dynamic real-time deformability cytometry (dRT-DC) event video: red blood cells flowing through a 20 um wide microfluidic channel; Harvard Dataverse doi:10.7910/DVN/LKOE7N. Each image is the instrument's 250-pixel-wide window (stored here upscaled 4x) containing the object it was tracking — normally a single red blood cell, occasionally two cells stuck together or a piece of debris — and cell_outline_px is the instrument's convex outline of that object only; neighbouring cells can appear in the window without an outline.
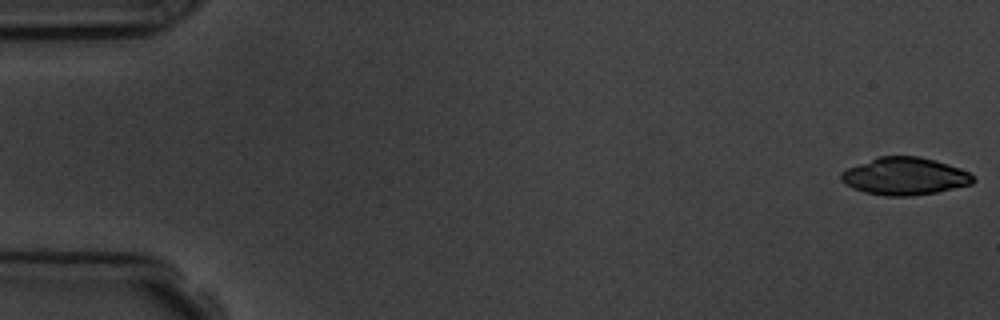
{"species": "common noctule bat (a hibernating species)", "species_latin": "Nyctalus noctula", "temperature_condition": "room temperature", "stored_images_in_passage": 4, "camera_frame_rate_fps": 3000, "um_per_image_px": 0.085, "animal": {"sex": "male", "body_mass_g": 19.5, "forearm_length_mm": 54.6}, "frame": {"image": 1, "passage_image": 1, "time_ms": 0.0, "image_size_px": [1000, 320], "cell_outline_px": [[976, 180], [972, 184], [936, 192], [912, 196], [884, 196], [864, 192], [852, 188], [844, 184], [840, 180], [840, 172], [848, 168], [876, 156], [920, 156], [936, 160], [960, 168], [976, 176]], "centroid_in_image_um": [76.89, 14.98], "position_along_channel_um": 8.1, "area_um2": 29.19}}